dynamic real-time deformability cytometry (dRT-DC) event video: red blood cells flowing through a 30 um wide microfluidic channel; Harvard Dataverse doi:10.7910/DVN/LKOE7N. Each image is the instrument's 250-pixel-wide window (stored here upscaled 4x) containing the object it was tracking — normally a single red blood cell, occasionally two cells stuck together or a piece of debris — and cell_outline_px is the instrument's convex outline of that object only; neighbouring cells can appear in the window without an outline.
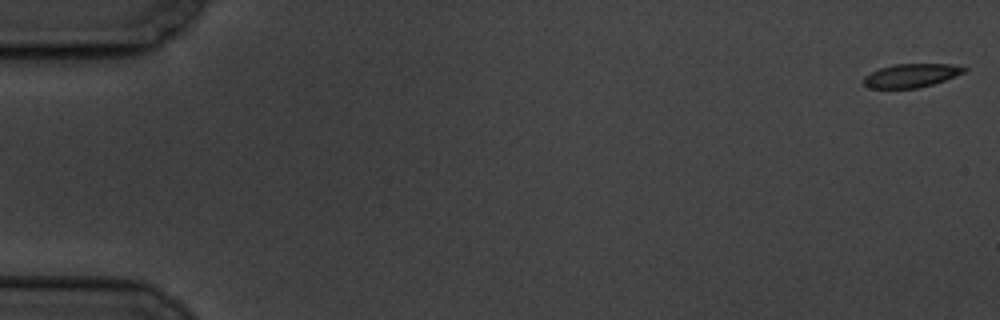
{"species": "common noctule bat (a hibernating species)", "species_latin": "Nyctalus noctula", "temperature_condition": "cold", "stored_images_in_passage": 6, "camera_frame_rate_fps": 3000, "um_per_image_px": 0.085, "animal": {"sex": "male", "body_mass_g": 19.5, "forearm_length_mm": 54.6}, "frame": {"image": 1, "passage_image": 1, "time_ms": 0.0, "image_size_px": [1000, 320], "cell_outline_px": [[968, 68], [964, 72], [944, 80], [932, 84], [916, 88], [872, 88], [864, 84], [864, 76], [880, 68], [892, 64], [952, 64]], "centroid_in_image_um": [77.45, 6.41], "position_along_channel_um": 7.6, "area_um2": 13.58}}
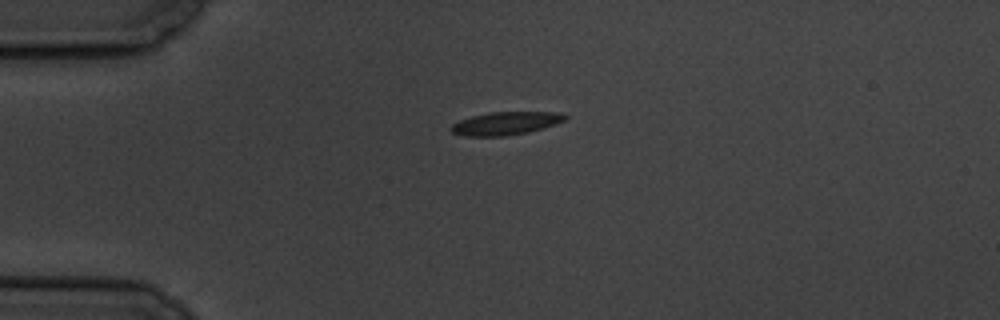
{"frame": {"image": 2, "passage_image": 5, "time_ms": 4.667, "image_size_px": [1000, 320], "cell_outline_px": [[568, 116], [564, 120], [528, 132], [504, 136], [464, 136], [452, 132], [448, 128], [452, 124], [460, 120], [472, 116], [488, 112], [556, 112]], "centroid_in_image_um": [42.9, 10.48], "position_along_channel_um": 42.1, "area_um2": 15.09}}